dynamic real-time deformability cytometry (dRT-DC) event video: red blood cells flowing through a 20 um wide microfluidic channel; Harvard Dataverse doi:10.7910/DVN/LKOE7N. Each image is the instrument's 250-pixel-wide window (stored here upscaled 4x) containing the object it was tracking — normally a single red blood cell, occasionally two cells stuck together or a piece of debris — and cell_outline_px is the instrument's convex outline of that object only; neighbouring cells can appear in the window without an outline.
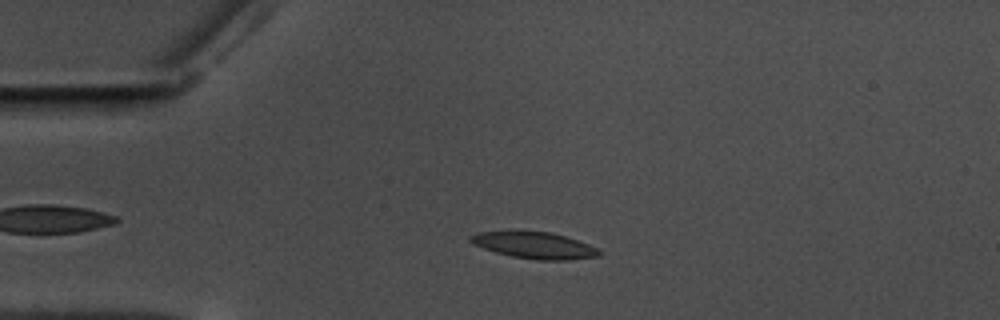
{"species": "common noctule bat (a hibernating species)", "species_latin": "Nyctalus noctula", "temperature_condition": "warm", "stored_images_in_passage": 56, "camera_frame_rate_fps": 3000, "um_per_image_px": 0.085, "animal": {"sex": "male", "body_mass_g": 17.5, "forearm_length_mm": 52.3}, "frame": {"image": 1, "passage_image": 11, "time_ms": 3.333, "image_size_px": [1000, 320], "cell_outline_px": [[600, 256], [568, 260], [536, 260], [512, 256], [496, 252], [472, 244], [468, 240], [468, 236], [476, 232], [516, 228], [552, 232], [588, 244], [596, 248], [600, 252]], "centroid_in_image_um": [45.31, 20.79], "position_along_channel_um": 39.7, "area_um2": 20.69}}
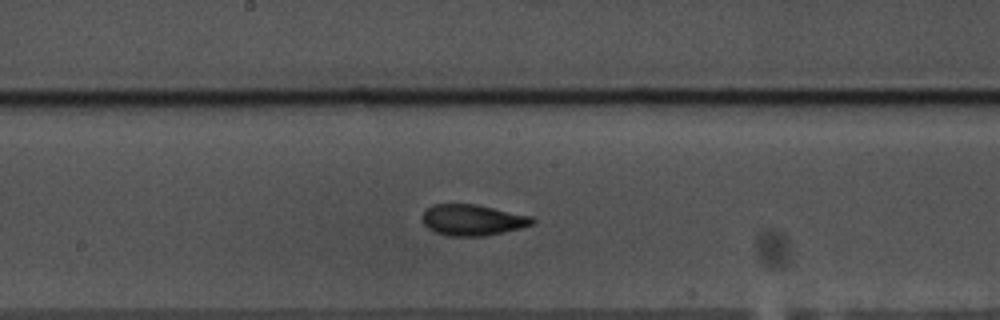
{"frame": {"image": 2, "passage_image": 28, "time_ms": 9.0, "image_size_px": [1000, 320], "cell_outline_px": [[536, 220], [532, 224], [520, 228], [504, 232], [484, 236], [448, 236], [436, 232], [428, 228], [420, 220], [420, 216], [432, 204], [476, 204], [532, 216]], "centroid_in_image_um": [40.14, 18.7], "position_along_channel_um": 208.1, "area_um2": 20.0}}
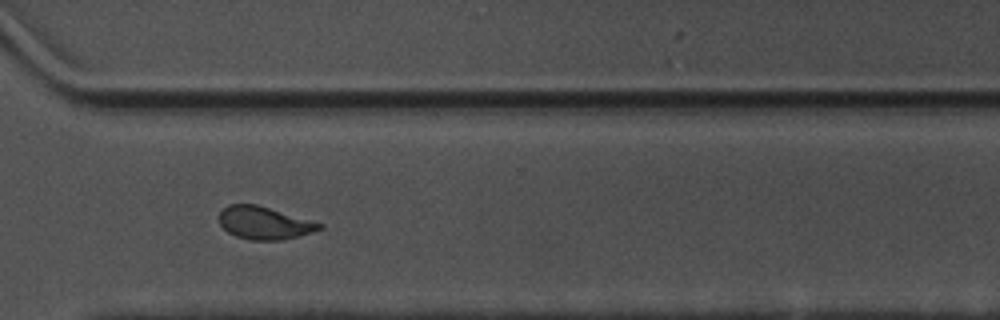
{"frame": {"image": 3, "passage_image": 40, "time_ms": 13.0, "image_size_px": [1000, 320], "cell_outline_px": [[324, 228], [284, 240], [252, 240], [236, 236], [228, 232], [220, 224], [220, 212], [228, 204], [256, 204], [316, 220], [324, 224]], "centroid_in_image_um": [22.53, 18.94], "position_along_channel_um": 348.1, "area_um2": 19.31}, "authors_computed_cell_mechanics": {"area_um2": 19.6231, "velocity_mm_per_s": 3.498, "shape_relaxation_time_tau1_ms": 3.7045, "shape_relaxation_time_tau2_ms": 1.3275, "deformation_change_tau1": 0.1504, "deformation_change_tau2": 0.0805}}